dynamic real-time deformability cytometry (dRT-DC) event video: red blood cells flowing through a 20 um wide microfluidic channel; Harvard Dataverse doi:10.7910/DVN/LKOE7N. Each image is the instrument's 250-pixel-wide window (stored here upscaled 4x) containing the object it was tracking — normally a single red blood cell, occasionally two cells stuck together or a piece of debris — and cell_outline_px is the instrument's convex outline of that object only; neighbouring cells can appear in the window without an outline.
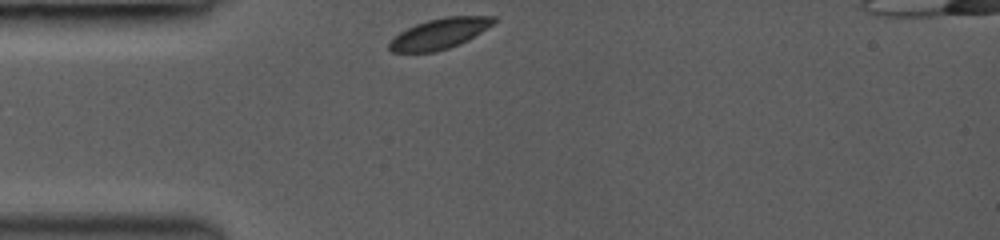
{"species": "common noctule bat (a hibernating species)", "species_latin": "Nyctalus noctula", "temperature_condition": "room temperature", "stored_images_in_passage": 37, "camera_frame_rate_fps": 3000, "um_per_image_px": 0.085, "animal": {"sex": "female", "body_mass_g": 19.0, "forearm_length_mm": 53.3}, "frame": {"image": 1, "passage_image": 1, "time_ms": 0.0, "image_size_px": [1000, 240], "cell_outline_px": [[496, 20], [492, 24], [468, 40], [448, 48], [436, 52], [392, 52], [388, 48], [388, 44], [400, 32], [416, 24], [428, 20], [444, 16], [496, 16]], "centroid_in_image_um": [37.35, 2.86], "position_along_channel_um": 47.6, "area_um2": 18.32}}
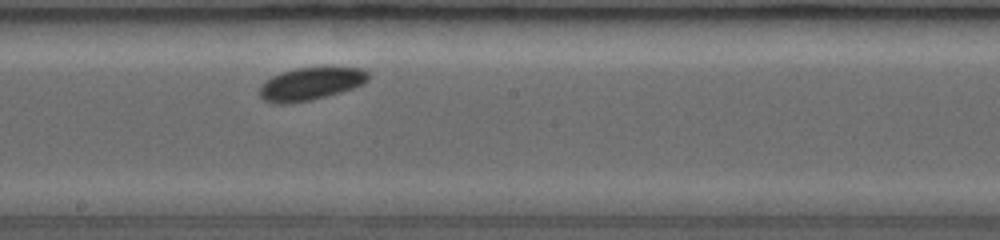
{"frame": {"image": 2, "passage_image": 19, "time_ms": 4.667, "image_size_px": [1000, 240], "cell_outline_px": [[372, 76], [364, 84], [340, 92], [312, 100], [292, 104], [272, 104], [264, 100], [260, 96], [260, 84], [272, 76], [280, 72], [296, 68], [324, 64], [328, 64], [360, 68], [368, 72]], "centroid_in_image_um": [26.44, 7.08], "position_along_channel_um": 221.8, "area_um2": 21.85}}
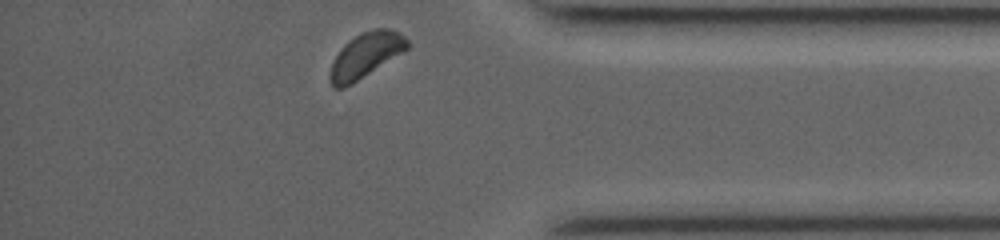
{"frame": {"image": 3, "passage_image": 37, "time_ms": 9.333, "image_size_px": [1000, 240], "cell_outline_px": [[408, 48], [404, 52], [352, 84], [344, 88], [332, 88], [328, 76], [332, 64], [340, 48], [344, 44], [356, 36], [364, 32], [376, 28], [388, 28], [400, 32], [408, 40]], "centroid_in_image_um": [31.08, 4.71], "position_along_channel_um": 404.1, "area_um2": 20.23}, "authors_computed_cell_mechanics": {"area_um2": 20.23, "velocity_mm_per_s": 4.0484, "shape_relaxation_time_tau1_ms": 0.7793, "shape_relaxation_time_tau2_ms": null, "deformation_change_tau1": 0.042, "deformation_change_tau2": null}}